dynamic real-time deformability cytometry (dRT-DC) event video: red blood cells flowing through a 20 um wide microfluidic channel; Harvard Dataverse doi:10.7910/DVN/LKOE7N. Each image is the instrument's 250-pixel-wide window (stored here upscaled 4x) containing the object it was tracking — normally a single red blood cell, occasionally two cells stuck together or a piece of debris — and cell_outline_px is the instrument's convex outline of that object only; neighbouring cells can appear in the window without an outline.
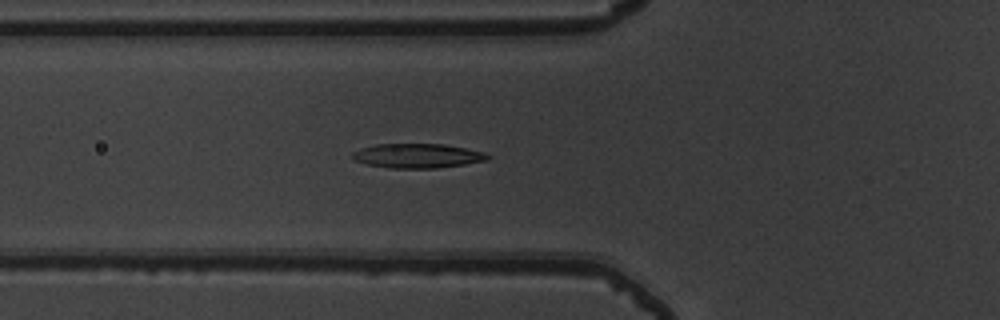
{"species": "common noctule bat (a hibernating species)", "species_latin": "Nyctalus noctula", "temperature_condition": "warm", "stored_images_in_passage": 54, "camera_frame_rate_fps": 3000, "um_per_image_px": 0.085, "animal": {"sex": "male", "body_mass_g": 19.5, "forearm_length_mm": 54.6}, "frame": {"image": 1, "passage_image": 21, "time_ms": 6.667, "image_size_px": [1000, 320], "cell_outline_px": [[492, 156], [488, 160], [464, 164], [436, 168], [392, 168], [368, 164], [352, 160], [352, 152], [360, 148], [376, 144], [444, 144], [484, 152]], "centroid_in_image_um": [35.47, 13.24], "position_along_channel_um": 90.3, "area_um2": 19.19}}
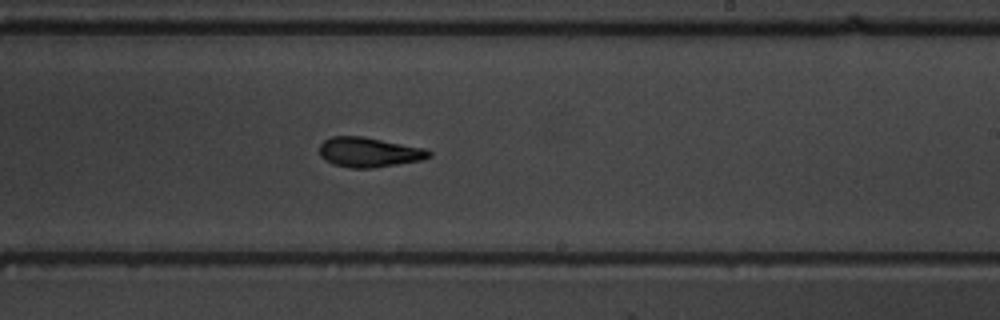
{"frame": {"image": 2, "passage_image": 34, "time_ms": 11.0, "image_size_px": [1000, 320], "cell_outline_px": [[432, 156], [420, 160], [372, 168], [348, 168], [332, 164], [324, 160], [320, 156], [320, 144], [324, 140], [332, 136], [364, 136], [428, 148], [432, 152]], "centroid_in_image_um": [31.37, 12.93], "position_along_channel_um": 257.6, "area_um2": 19.31}}
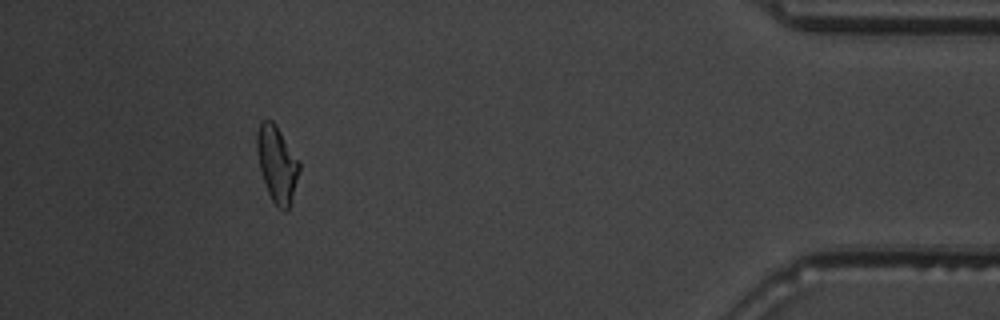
{"frame": {"image": 3, "passage_image": 50, "time_ms": 16.333, "image_size_px": [1000, 320], "cell_outline_px": [[300, 168], [288, 208], [284, 212], [272, 200], [268, 192], [260, 168], [256, 148], [256, 132], [260, 120], [272, 120], [276, 124], [300, 164]], "centroid_in_image_um": [23.51, 13.88], "position_along_channel_um": 411.7, "area_um2": 18.32}, "authors_computed_cell_mechanics": {"area_um2": 19.1318, "velocity_mm_per_s": 3.8613, "shape_relaxation_time_tau1_ms": 5.3512, "shape_relaxation_time_tau2_ms": 2.6968, "deformation_change_tau1": 0.1898, "deformation_change_tau2": 0.1037}}